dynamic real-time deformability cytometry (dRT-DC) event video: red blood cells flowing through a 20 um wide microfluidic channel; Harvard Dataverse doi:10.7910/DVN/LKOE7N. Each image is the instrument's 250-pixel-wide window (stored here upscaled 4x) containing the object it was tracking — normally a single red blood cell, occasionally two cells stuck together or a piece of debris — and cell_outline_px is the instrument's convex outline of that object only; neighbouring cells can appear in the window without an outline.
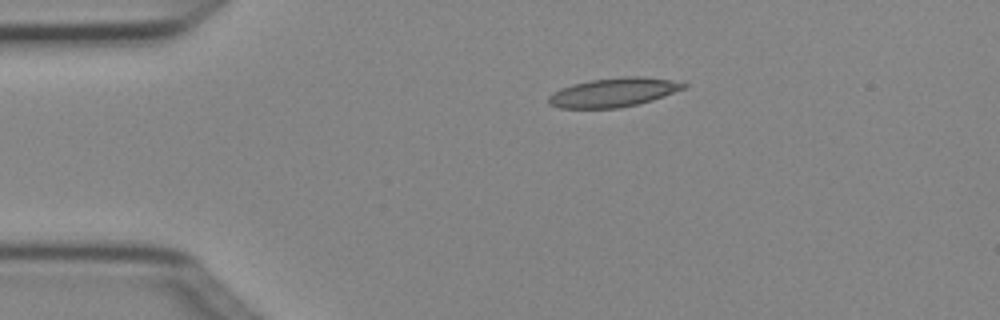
{"species": "Egyptian fruit bat (a non-hibernating species)", "species_latin": "Rousettus aegyptiacus", "temperature_condition": "cold", "stored_images_in_passage": 4, "camera_frame_rate_fps": 3000, "um_per_image_px": 0.085, "animal": {"sex": "female"}, "frame": {"image": 1, "passage_image": 3, "time_ms": 0.667, "image_size_px": [1000, 320], "cell_outline_px": [[688, 88], [652, 100], [620, 108], [560, 108], [548, 104], [548, 96], [552, 92], [560, 88], [572, 84], [588, 80], [624, 76], [644, 76], [672, 80], [688, 84]], "centroid_in_image_um": [52.15, 7.84], "position_along_channel_um": 32.8, "area_um2": 23.12}}